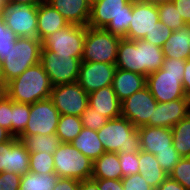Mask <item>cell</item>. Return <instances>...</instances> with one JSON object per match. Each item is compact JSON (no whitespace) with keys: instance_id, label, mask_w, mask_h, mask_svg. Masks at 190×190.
I'll return each instance as SVG.
<instances>
[{"instance_id":"cell-1","label":"cell","mask_w":190,"mask_h":190,"mask_svg":"<svg viewBox=\"0 0 190 190\" xmlns=\"http://www.w3.org/2000/svg\"><path fill=\"white\" fill-rule=\"evenodd\" d=\"M161 47L152 45L143 39L120 40L117 52L116 68L132 71L146 77L161 69L164 61Z\"/></svg>"},{"instance_id":"cell-2","label":"cell","mask_w":190,"mask_h":190,"mask_svg":"<svg viewBox=\"0 0 190 190\" xmlns=\"http://www.w3.org/2000/svg\"><path fill=\"white\" fill-rule=\"evenodd\" d=\"M185 62L182 59L164 58L162 68L146 77L147 87L157 102L190 99L186 97L182 85Z\"/></svg>"},{"instance_id":"cell-3","label":"cell","mask_w":190,"mask_h":190,"mask_svg":"<svg viewBox=\"0 0 190 190\" xmlns=\"http://www.w3.org/2000/svg\"><path fill=\"white\" fill-rule=\"evenodd\" d=\"M51 90L52 85L48 74L40 62L6 83V95L11 100L30 105L50 98Z\"/></svg>"},{"instance_id":"cell-4","label":"cell","mask_w":190,"mask_h":190,"mask_svg":"<svg viewBox=\"0 0 190 190\" xmlns=\"http://www.w3.org/2000/svg\"><path fill=\"white\" fill-rule=\"evenodd\" d=\"M133 0H100L91 5L88 27L104 28L124 38L129 29Z\"/></svg>"},{"instance_id":"cell-5","label":"cell","mask_w":190,"mask_h":190,"mask_svg":"<svg viewBox=\"0 0 190 190\" xmlns=\"http://www.w3.org/2000/svg\"><path fill=\"white\" fill-rule=\"evenodd\" d=\"M97 135L105 152L136 154L141 150L137 128L122 116L109 119Z\"/></svg>"},{"instance_id":"cell-6","label":"cell","mask_w":190,"mask_h":190,"mask_svg":"<svg viewBox=\"0 0 190 190\" xmlns=\"http://www.w3.org/2000/svg\"><path fill=\"white\" fill-rule=\"evenodd\" d=\"M41 48V41L38 38L18 37L2 61L4 83H8L30 66L39 63Z\"/></svg>"},{"instance_id":"cell-7","label":"cell","mask_w":190,"mask_h":190,"mask_svg":"<svg viewBox=\"0 0 190 190\" xmlns=\"http://www.w3.org/2000/svg\"><path fill=\"white\" fill-rule=\"evenodd\" d=\"M120 36L104 28L87 27L83 44L82 62L116 64Z\"/></svg>"},{"instance_id":"cell-8","label":"cell","mask_w":190,"mask_h":190,"mask_svg":"<svg viewBox=\"0 0 190 190\" xmlns=\"http://www.w3.org/2000/svg\"><path fill=\"white\" fill-rule=\"evenodd\" d=\"M55 173L59 177L85 180L92 178L93 161L74 148L62 143L53 154Z\"/></svg>"},{"instance_id":"cell-9","label":"cell","mask_w":190,"mask_h":190,"mask_svg":"<svg viewBox=\"0 0 190 190\" xmlns=\"http://www.w3.org/2000/svg\"><path fill=\"white\" fill-rule=\"evenodd\" d=\"M88 26L69 24L41 41V50H50L58 56L82 58Z\"/></svg>"},{"instance_id":"cell-10","label":"cell","mask_w":190,"mask_h":190,"mask_svg":"<svg viewBox=\"0 0 190 190\" xmlns=\"http://www.w3.org/2000/svg\"><path fill=\"white\" fill-rule=\"evenodd\" d=\"M81 62L77 57L58 56L53 51L41 50L40 63L52 87L76 82Z\"/></svg>"},{"instance_id":"cell-11","label":"cell","mask_w":190,"mask_h":190,"mask_svg":"<svg viewBox=\"0 0 190 190\" xmlns=\"http://www.w3.org/2000/svg\"><path fill=\"white\" fill-rule=\"evenodd\" d=\"M50 99L60 115L80 117L88 106L89 94L76 81L52 87Z\"/></svg>"},{"instance_id":"cell-12","label":"cell","mask_w":190,"mask_h":190,"mask_svg":"<svg viewBox=\"0 0 190 190\" xmlns=\"http://www.w3.org/2000/svg\"><path fill=\"white\" fill-rule=\"evenodd\" d=\"M37 15V6L8 3L3 20L18 37L38 38Z\"/></svg>"},{"instance_id":"cell-13","label":"cell","mask_w":190,"mask_h":190,"mask_svg":"<svg viewBox=\"0 0 190 190\" xmlns=\"http://www.w3.org/2000/svg\"><path fill=\"white\" fill-rule=\"evenodd\" d=\"M156 106L157 101L146 86L121 102V116L139 128L153 120Z\"/></svg>"},{"instance_id":"cell-14","label":"cell","mask_w":190,"mask_h":190,"mask_svg":"<svg viewBox=\"0 0 190 190\" xmlns=\"http://www.w3.org/2000/svg\"><path fill=\"white\" fill-rule=\"evenodd\" d=\"M30 110L27 126L20 135L56 133L60 113L50 98L31 104Z\"/></svg>"},{"instance_id":"cell-15","label":"cell","mask_w":190,"mask_h":190,"mask_svg":"<svg viewBox=\"0 0 190 190\" xmlns=\"http://www.w3.org/2000/svg\"><path fill=\"white\" fill-rule=\"evenodd\" d=\"M129 29L125 39L135 41L143 39L159 21L157 4L142 0H133Z\"/></svg>"},{"instance_id":"cell-16","label":"cell","mask_w":190,"mask_h":190,"mask_svg":"<svg viewBox=\"0 0 190 190\" xmlns=\"http://www.w3.org/2000/svg\"><path fill=\"white\" fill-rule=\"evenodd\" d=\"M115 64L102 62H81L78 84L86 93L112 86L116 72Z\"/></svg>"},{"instance_id":"cell-17","label":"cell","mask_w":190,"mask_h":190,"mask_svg":"<svg viewBox=\"0 0 190 190\" xmlns=\"http://www.w3.org/2000/svg\"><path fill=\"white\" fill-rule=\"evenodd\" d=\"M190 114V99H176L159 103L153 113V120L146 126L172 128Z\"/></svg>"},{"instance_id":"cell-18","label":"cell","mask_w":190,"mask_h":190,"mask_svg":"<svg viewBox=\"0 0 190 190\" xmlns=\"http://www.w3.org/2000/svg\"><path fill=\"white\" fill-rule=\"evenodd\" d=\"M137 130L141 150L156 155L160 151L175 149L171 128L142 126Z\"/></svg>"},{"instance_id":"cell-19","label":"cell","mask_w":190,"mask_h":190,"mask_svg":"<svg viewBox=\"0 0 190 190\" xmlns=\"http://www.w3.org/2000/svg\"><path fill=\"white\" fill-rule=\"evenodd\" d=\"M88 105L95 112L108 119L121 117V102L119 101L112 86H106L89 93Z\"/></svg>"},{"instance_id":"cell-20","label":"cell","mask_w":190,"mask_h":190,"mask_svg":"<svg viewBox=\"0 0 190 190\" xmlns=\"http://www.w3.org/2000/svg\"><path fill=\"white\" fill-rule=\"evenodd\" d=\"M70 24L88 26L91 4L88 0H48Z\"/></svg>"},{"instance_id":"cell-21","label":"cell","mask_w":190,"mask_h":190,"mask_svg":"<svg viewBox=\"0 0 190 190\" xmlns=\"http://www.w3.org/2000/svg\"><path fill=\"white\" fill-rule=\"evenodd\" d=\"M146 86L147 79L145 75L120 68L116 69L112 87L120 102Z\"/></svg>"},{"instance_id":"cell-22","label":"cell","mask_w":190,"mask_h":190,"mask_svg":"<svg viewBox=\"0 0 190 190\" xmlns=\"http://www.w3.org/2000/svg\"><path fill=\"white\" fill-rule=\"evenodd\" d=\"M69 24L49 3L46 2L38 6L37 29L40 41Z\"/></svg>"},{"instance_id":"cell-23","label":"cell","mask_w":190,"mask_h":190,"mask_svg":"<svg viewBox=\"0 0 190 190\" xmlns=\"http://www.w3.org/2000/svg\"><path fill=\"white\" fill-rule=\"evenodd\" d=\"M165 58L190 59V27L185 24L173 31L161 47Z\"/></svg>"},{"instance_id":"cell-24","label":"cell","mask_w":190,"mask_h":190,"mask_svg":"<svg viewBox=\"0 0 190 190\" xmlns=\"http://www.w3.org/2000/svg\"><path fill=\"white\" fill-rule=\"evenodd\" d=\"M93 179H122V170L117 152H105L92 165Z\"/></svg>"},{"instance_id":"cell-25","label":"cell","mask_w":190,"mask_h":190,"mask_svg":"<svg viewBox=\"0 0 190 190\" xmlns=\"http://www.w3.org/2000/svg\"><path fill=\"white\" fill-rule=\"evenodd\" d=\"M139 173L147 184L156 189L169 175L165 173L152 153L139 151Z\"/></svg>"},{"instance_id":"cell-26","label":"cell","mask_w":190,"mask_h":190,"mask_svg":"<svg viewBox=\"0 0 190 190\" xmlns=\"http://www.w3.org/2000/svg\"><path fill=\"white\" fill-rule=\"evenodd\" d=\"M70 143L92 161L105 153L97 131L88 128L83 127L79 135Z\"/></svg>"},{"instance_id":"cell-27","label":"cell","mask_w":190,"mask_h":190,"mask_svg":"<svg viewBox=\"0 0 190 190\" xmlns=\"http://www.w3.org/2000/svg\"><path fill=\"white\" fill-rule=\"evenodd\" d=\"M17 138L24 144L29 154L43 151L44 153L54 154L62 144L56 133L50 135H19Z\"/></svg>"},{"instance_id":"cell-28","label":"cell","mask_w":190,"mask_h":190,"mask_svg":"<svg viewBox=\"0 0 190 190\" xmlns=\"http://www.w3.org/2000/svg\"><path fill=\"white\" fill-rule=\"evenodd\" d=\"M7 172L21 176L29 172V152L19 139L9 149Z\"/></svg>"},{"instance_id":"cell-29","label":"cell","mask_w":190,"mask_h":190,"mask_svg":"<svg viewBox=\"0 0 190 190\" xmlns=\"http://www.w3.org/2000/svg\"><path fill=\"white\" fill-rule=\"evenodd\" d=\"M173 146L181 157H190V114L171 128Z\"/></svg>"},{"instance_id":"cell-30","label":"cell","mask_w":190,"mask_h":190,"mask_svg":"<svg viewBox=\"0 0 190 190\" xmlns=\"http://www.w3.org/2000/svg\"><path fill=\"white\" fill-rule=\"evenodd\" d=\"M58 178L56 173L34 174L28 172L21 176L19 190H53Z\"/></svg>"},{"instance_id":"cell-31","label":"cell","mask_w":190,"mask_h":190,"mask_svg":"<svg viewBox=\"0 0 190 190\" xmlns=\"http://www.w3.org/2000/svg\"><path fill=\"white\" fill-rule=\"evenodd\" d=\"M83 128L81 118L75 115H60L56 134L62 143L72 142Z\"/></svg>"},{"instance_id":"cell-32","label":"cell","mask_w":190,"mask_h":190,"mask_svg":"<svg viewBox=\"0 0 190 190\" xmlns=\"http://www.w3.org/2000/svg\"><path fill=\"white\" fill-rule=\"evenodd\" d=\"M157 10L159 20L172 31H176L185 25L172 0L157 4Z\"/></svg>"},{"instance_id":"cell-33","label":"cell","mask_w":190,"mask_h":190,"mask_svg":"<svg viewBox=\"0 0 190 190\" xmlns=\"http://www.w3.org/2000/svg\"><path fill=\"white\" fill-rule=\"evenodd\" d=\"M29 172L34 174L55 173L53 154L43 152L29 154Z\"/></svg>"},{"instance_id":"cell-34","label":"cell","mask_w":190,"mask_h":190,"mask_svg":"<svg viewBox=\"0 0 190 190\" xmlns=\"http://www.w3.org/2000/svg\"><path fill=\"white\" fill-rule=\"evenodd\" d=\"M30 104L18 103L12 100V135L18 137L26 128Z\"/></svg>"},{"instance_id":"cell-35","label":"cell","mask_w":190,"mask_h":190,"mask_svg":"<svg viewBox=\"0 0 190 190\" xmlns=\"http://www.w3.org/2000/svg\"><path fill=\"white\" fill-rule=\"evenodd\" d=\"M169 176L190 190V157H182Z\"/></svg>"},{"instance_id":"cell-36","label":"cell","mask_w":190,"mask_h":190,"mask_svg":"<svg viewBox=\"0 0 190 190\" xmlns=\"http://www.w3.org/2000/svg\"><path fill=\"white\" fill-rule=\"evenodd\" d=\"M80 118L84 128L94 131L101 129L109 120L105 116L95 112V110L89 105L86 107Z\"/></svg>"},{"instance_id":"cell-37","label":"cell","mask_w":190,"mask_h":190,"mask_svg":"<svg viewBox=\"0 0 190 190\" xmlns=\"http://www.w3.org/2000/svg\"><path fill=\"white\" fill-rule=\"evenodd\" d=\"M18 36L6 26L4 20L0 21V61L6 57L7 53L15 45Z\"/></svg>"},{"instance_id":"cell-38","label":"cell","mask_w":190,"mask_h":190,"mask_svg":"<svg viewBox=\"0 0 190 190\" xmlns=\"http://www.w3.org/2000/svg\"><path fill=\"white\" fill-rule=\"evenodd\" d=\"M172 32L173 31L170 28L159 20L158 23H156V26L150 33H147L143 40L150 42L152 45L162 47Z\"/></svg>"},{"instance_id":"cell-39","label":"cell","mask_w":190,"mask_h":190,"mask_svg":"<svg viewBox=\"0 0 190 190\" xmlns=\"http://www.w3.org/2000/svg\"><path fill=\"white\" fill-rule=\"evenodd\" d=\"M156 160L159 162L162 170L168 175L172 172L174 167L178 164L180 159L182 158L176 149L164 150L157 152L155 155Z\"/></svg>"},{"instance_id":"cell-40","label":"cell","mask_w":190,"mask_h":190,"mask_svg":"<svg viewBox=\"0 0 190 190\" xmlns=\"http://www.w3.org/2000/svg\"><path fill=\"white\" fill-rule=\"evenodd\" d=\"M118 157L122 170V178L139 173V152L136 154L118 153Z\"/></svg>"},{"instance_id":"cell-41","label":"cell","mask_w":190,"mask_h":190,"mask_svg":"<svg viewBox=\"0 0 190 190\" xmlns=\"http://www.w3.org/2000/svg\"><path fill=\"white\" fill-rule=\"evenodd\" d=\"M0 126L12 134V100L7 95L0 100Z\"/></svg>"},{"instance_id":"cell-42","label":"cell","mask_w":190,"mask_h":190,"mask_svg":"<svg viewBox=\"0 0 190 190\" xmlns=\"http://www.w3.org/2000/svg\"><path fill=\"white\" fill-rule=\"evenodd\" d=\"M121 181L123 190H155L151 185L147 184L140 173L123 177Z\"/></svg>"},{"instance_id":"cell-43","label":"cell","mask_w":190,"mask_h":190,"mask_svg":"<svg viewBox=\"0 0 190 190\" xmlns=\"http://www.w3.org/2000/svg\"><path fill=\"white\" fill-rule=\"evenodd\" d=\"M21 175L4 171L0 173V190H19Z\"/></svg>"},{"instance_id":"cell-44","label":"cell","mask_w":190,"mask_h":190,"mask_svg":"<svg viewBox=\"0 0 190 190\" xmlns=\"http://www.w3.org/2000/svg\"><path fill=\"white\" fill-rule=\"evenodd\" d=\"M18 140L13 136L10 140L0 144V173L7 171L9 160V149Z\"/></svg>"},{"instance_id":"cell-45","label":"cell","mask_w":190,"mask_h":190,"mask_svg":"<svg viewBox=\"0 0 190 190\" xmlns=\"http://www.w3.org/2000/svg\"><path fill=\"white\" fill-rule=\"evenodd\" d=\"M80 180L59 177L53 190H78Z\"/></svg>"},{"instance_id":"cell-46","label":"cell","mask_w":190,"mask_h":190,"mask_svg":"<svg viewBox=\"0 0 190 190\" xmlns=\"http://www.w3.org/2000/svg\"><path fill=\"white\" fill-rule=\"evenodd\" d=\"M99 190H123L121 179H97Z\"/></svg>"},{"instance_id":"cell-47","label":"cell","mask_w":190,"mask_h":190,"mask_svg":"<svg viewBox=\"0 0 190 190\" xmlns=\"http://www.w3.org/2000/svg\"><path fill=\"white\" fill-rule=\"evenodd\" d=\"M185 24L190 22V0H172Z\"/></svg>"},{"instance_id":"cell-48","label":"cell","mask_w":190,"mask_h":190,"mask_svg":"<svg viewBox=\"0 0 190 190\" xmlns=\"http://www.w3.org/2000/svg\"><path fill=\"white\" fill-rule=\"evenodd\" d=\"M155 190H186L183 185L168 176Z\"/></svg>"},{"instance_id":"cell-49","label":"cell","mask_w":190,"mask_h":190,"mask_svg":"<svg viewBox=\"0 0 190 190\" xmlns=\"http://www.w3.org/2000/svg\"><path fill=\"white\" fill-rule=\"evenodd\" d=\"M183 89L186 97L190 98V59L185 62L184 75L182 80Z\"/></svg>"},{"instance_id":"cell-50","label":"cell","mask_w":190,"mask_h":190,"mask_svg":"<svg viewBox=\"0 0 190 190\" xmlns=\"http://www.w3.org/2000/svg\"><path fill=\"white\" fill-rule=\"evenodd\" d=\"M78 190H99L97 179L89 178L79 182Z\"/></svg>"},{"instance_id":"cell-51","label":"cell","mask_w":190,"mask_h":190,"mask_svg":"<svg viewBox=\"0 0 190 190\" xmlns=\"http://www.w3.org/2000/svg\"><path fill=\"white\" fill-rule=\"evenodd\" d=\"M48 0H8V3H17V4H25L30 6H39L43 3H46Z\"/></svg>"},{"instance_id":"cell-52","label":"cell","mask_w":190,"mask_h":190,"mask_svg":"<svg viewBox=\"0 0 190 190\" xmlns=\"http://www.w3.org/2000/svg\"><path fill=\"white\" fill-rule=\"evenodd\" d=\"M13 135L5 128L0 126V144L10 140Z\"/></svg>"},{"instance_id":"cell-53","label":"cell","mask_w":190,"mask_h":190,"mask_svg":"<svg viewBox=\"0 0 190 190\" xmlns=\"http://www.w3.org/2000/svg\"><path fill=\"white\" fill-rule=\"evenodd\" d=\"M6 96V84L4 81H0V100Z\"/></svg>"},{"instance_id":"cell-54","label":"cell","mask_w":190,"mask_h":190,"mask_svg":"<svg viewBox=\"0 0 190 190\" xmlns=\"http://www.w3.org/2000/svg\"><path fill=\"white\" fill-rule=\"evenodd\" d=\"M7 5H8V0H0V11H4Z\"/></svg>"},{"instance_id":"cell-55","label":"cell","mask_w":190,"mask_h":190,"mask_svg":"<svg viewBox=\"0 0 190 190\" xmlns=\"http://www.w3.org/2000/svg\"><path fill=\"white\" fill-rule=\"evenodd\" d=\"M142 1L150 2V3H153V4H159V3H163V2H166V1H169V0H142Z\"/></svg>"},{"instance_id":"cell-56","label":"cell","mask_w":190,"mask_h":190,"mask_svg":"<svg viewBox=\"0 0 190 190\" xmlns=\"http://www.w3.org/2000/svg\"><path fill=\"white\" fill-rule=\"evenodd\" d=\"M0 81H4L3 72H2V62L0 61Z\"/></svg>"},{"instance_id":"cell-57","label":"cell","mask_w":190,"mask_h":190,"mask_svg":"<svg viewBox=\"0 0 190 190\" xmlns=\"http://www.w3.org/2000/svg\"><path fill=\"white\" fill-rule=\"evenodd\" d=\"M97 1H100V0H88V2L92 5V4H94L95 2H97Z\"/></svg>"},{"instance_id":"cell-58","label":"cell","mask_w":190,"mask_h":190,"mask_svg":"<svg viewBox=\"0 0 190 190\" xmlns=\"http://www.w3.org/2000/svg\"><path fill=\"white\" fill-rule=\"evenodd\" d=\"M3 20V11H0V21Z\"/></svg>"}]
</instances>
